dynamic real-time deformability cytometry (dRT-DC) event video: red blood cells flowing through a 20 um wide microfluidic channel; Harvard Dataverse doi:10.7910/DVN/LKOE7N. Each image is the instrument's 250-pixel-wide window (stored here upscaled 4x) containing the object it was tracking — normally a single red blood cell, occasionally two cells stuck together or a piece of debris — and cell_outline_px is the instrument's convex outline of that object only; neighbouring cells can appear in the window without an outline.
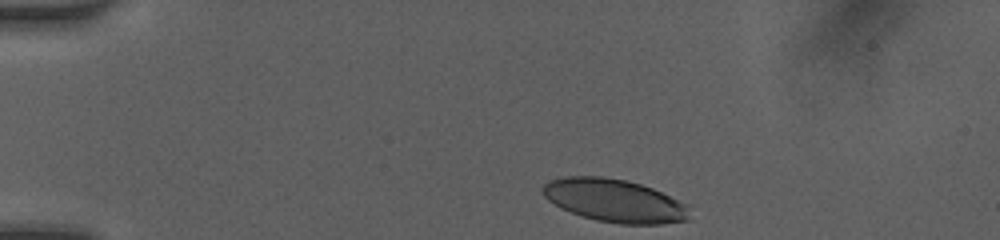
{"species": "human", "species_latin": "Homo sapiens", "temperature_condition": "room temperature", "stored_images_in_passage": 10, "camera_frame_rate_fps": 3000, "um_per_image_px": 0.085, "donor": {"sex": "female"}, "frame": {"image": 1, "passage_image": 1, "time_ms": 0.0, "image_size_px": [1000, 240], "cell_outline_px": [[692, 220], [660, 224], [620, 224], [596, 220], [580, 216], [560, 208], [548, 200], [544, 196], [544, 184], [548, 180], [564, 176], [604, 176], [628, 180], [652, 188], [692, 204]], "centroid_in_image_um": [52.34, 17.06], "position_along_channel_um": 32.7, "area_um2": 37.69}}